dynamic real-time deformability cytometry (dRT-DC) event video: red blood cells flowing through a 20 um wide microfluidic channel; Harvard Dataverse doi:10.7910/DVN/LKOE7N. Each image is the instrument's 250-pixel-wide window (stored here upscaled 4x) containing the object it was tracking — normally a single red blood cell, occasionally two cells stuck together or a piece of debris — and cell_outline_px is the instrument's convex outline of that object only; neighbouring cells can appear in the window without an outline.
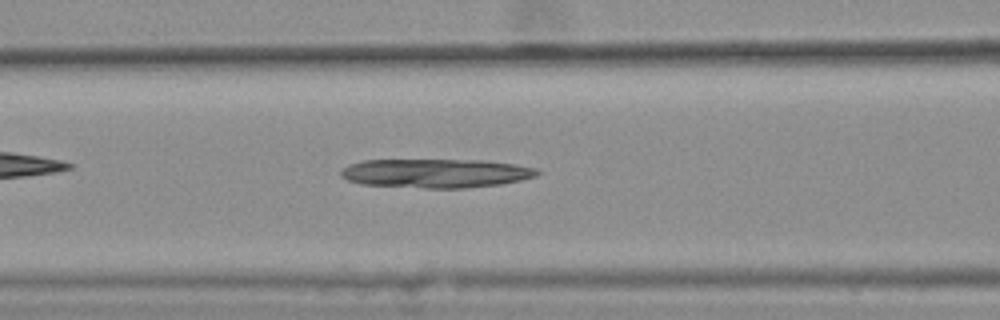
{"species": "common noctule bat (a hibernating species)", "species_latin": "Nyctalus noctula", "temperature_condition": "warm", "stored_images_in_passage": 32, "camera_frame_rate_fps": 3000, "um_per_image_px": 0.085, "animal": {"sex": "female", "body_mass_g": 25.1}, "frame": {"image": 1, "passage_image": 10, "time_ms": 3.0, "image_size_px": [1000, 320], "cell_outline_px": [[540, 172], [536, 176], [520, 180], [500, 184], [464, 188], [424, 188], [360, 184], [348, 180], [340, 176], [340, 172], [348, 164], [364, 160], [484, 160], [516, 164], [536, 168]], "centroid_in_image_um": [37.03, 14.72], "position_along_channel_um": 129.6, "area_um2": 33.18}}